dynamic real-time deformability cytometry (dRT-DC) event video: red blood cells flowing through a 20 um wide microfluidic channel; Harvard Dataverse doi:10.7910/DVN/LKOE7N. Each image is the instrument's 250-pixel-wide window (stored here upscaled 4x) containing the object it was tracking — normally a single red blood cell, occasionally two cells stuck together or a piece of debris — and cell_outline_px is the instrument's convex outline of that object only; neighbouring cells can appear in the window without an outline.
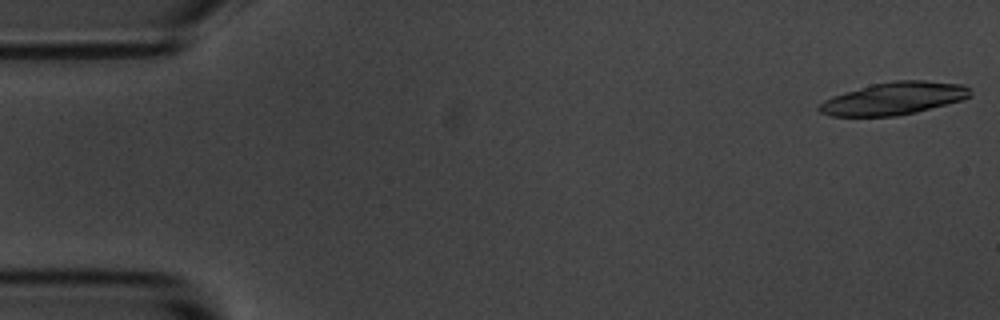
{"species": "common noctule bat (a hibernating species)", "species_latin": "Nyctalus noctula", "temperature_condition": "room temperature", "stored_images_in_passage": 30, "camera_frame_rate_fps": 3000, "um_per_image_px": 0.085, "animal": {"sex": "male", "body_mass_g": 20.1, "forearm_length_mm": 53.5}, "frame": {"image": 1, "passage_image": 1, "time_ms": 0.0, "image_size_px": [1000, 320], "cell_outline_px": [[972, 96], [960, 100], [916, 112], [896, 116], [832, 116], [820, 112], [816, 108], [824, 100], [832, 96], [872, 84], [896, 80], [924, 80], [960, 84], [968, 88], [972, 92]], "centroid_in_image_um": [75.96, 8.37], "position_along_channel_um": 9.0, "area_um2": 28.38}}